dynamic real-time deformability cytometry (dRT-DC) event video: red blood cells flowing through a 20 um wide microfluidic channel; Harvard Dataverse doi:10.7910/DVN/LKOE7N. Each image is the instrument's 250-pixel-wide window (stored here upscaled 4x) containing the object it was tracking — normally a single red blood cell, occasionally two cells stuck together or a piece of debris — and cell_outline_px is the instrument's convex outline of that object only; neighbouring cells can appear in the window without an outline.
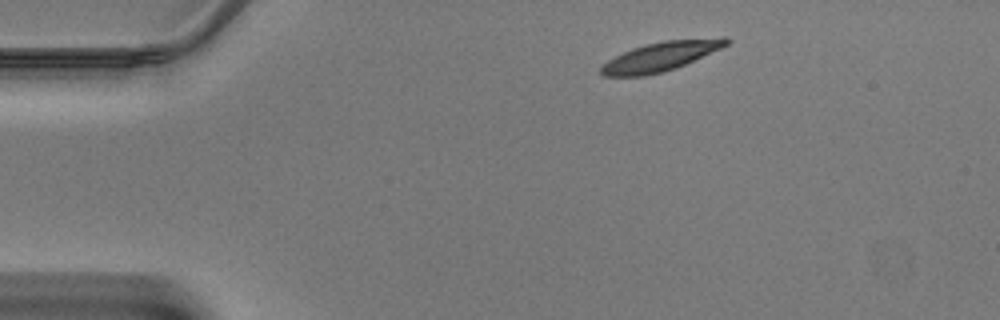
{"species": "Egyptian fruit bat (a non-hibernating species)", "species_latin": "Rousettus aegyptiacus", "temperature_condition": "warm", "stored_images_in_passage": 4, "camera_frame_rate_fps": 3000, "um_per_image_px": 0.085, "animal": {"sex": "male"}, "frame": {"image": 1, "passage_image": 1, "time_ms": 0.0, "image_size_px": [1000, 320], "cell_outline_px": [[724, 44], [688, 60], [664, 68], [648, 72], [632, 72], [660, 44], [688, 40], [724, 40]], "centroid_in_image_um": [57.46, 4.57], "position_along_channel_um": 27.5, "area_um2": 10.4}}